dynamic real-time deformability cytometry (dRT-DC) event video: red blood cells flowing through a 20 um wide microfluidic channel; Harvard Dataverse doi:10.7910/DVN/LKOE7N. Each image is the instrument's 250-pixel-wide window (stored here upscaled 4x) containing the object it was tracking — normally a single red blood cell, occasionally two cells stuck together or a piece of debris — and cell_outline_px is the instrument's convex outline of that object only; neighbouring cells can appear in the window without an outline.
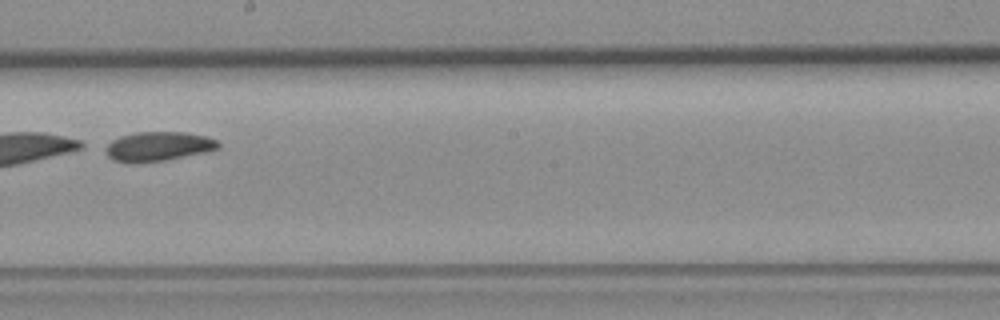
{"species": "common noctule bat (a hibernating species)", "species_latin": "Nyctalus noctula", "temperature_condition": "room temperature", "stored_images_in_passage": 11, "camera_frame_rate_fps": 3000, "um_per_image_px": 0.085, "animal": {"sex": "female", "body_mass_g": 19.3, "forearm_length_mm": 54.1}, "frame": {"image": 1, "passage_image": 7, "time_ms": 7.667, "image_size_px": [1000, 320], "cell_outline_px": [[220, 148], [204, 152], [168, 160], [132, 164], [128, 164], [112, 160], [108, 156], [108, 144], [112, 140], [120, 136], [136, 132], [184, 132], [208, 136], [216, 140], [220, 144]], "centroid_in_image_um": [13.46, 12.46], "position_along_channel_um": 234.7, "area_um2": 19.42}}
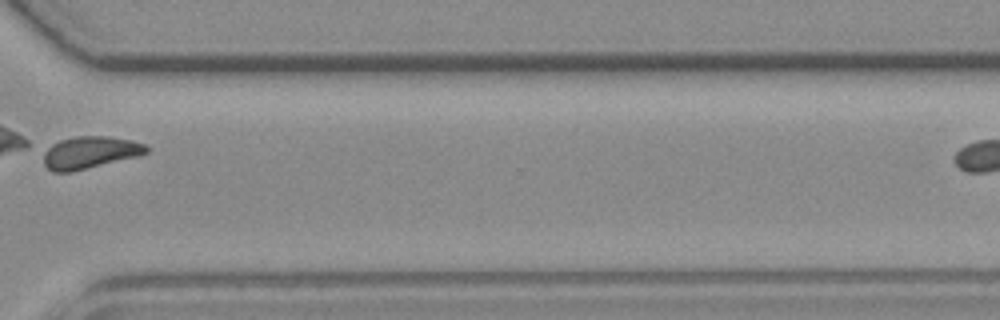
{"frame": {"image": 2, "passage_image": 10, "time_ms": 11.0, "image_size_px": [1000, 320], "cell_outline_px": [[148, 152], [140, 156], [72, 172], [52, 172], [44, 164], [44, 148], [60, 140], [76, 136], [108, 136], [132, 140], [144, 144], [148, 148]], "centroid_in_image_um": [7.64, 12.96], "position_along_channel_um": 363.0, "area_um2": 19.54}}